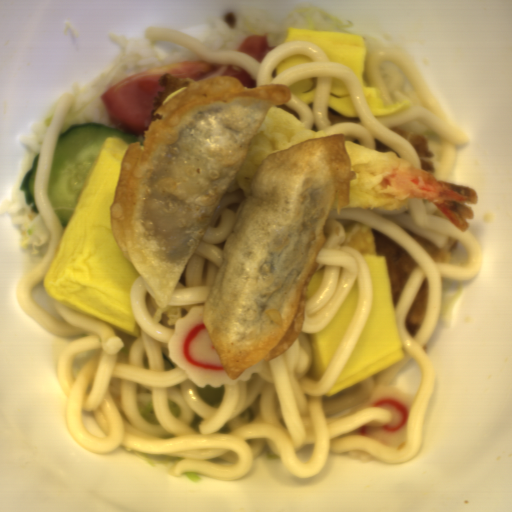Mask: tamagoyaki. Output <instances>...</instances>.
Wrapping results in <instances>:
<instances>
[{
  "label": "tamagoyaki",
  "mask_w": 512,
  "mask_h": 512,
  "mask_svg": "<svg viewBox=\"0 0 512 512\" xmlns=\"http://www.w3.org/2000/svg\"><path fill=\"white\" fill-rule=\"evenodd\" d=\"M289 95H292L305 104H314L317 95L316 77L310 80H301L289 87Z\"/></svg>",
  "instance_id": "obj_6"
},
{
  "label": "tamagoyaki",
  "mask_w": 512,
  "mask_h": 512,
  "mask_svg": "<svg viewBox=\"0 0 512 512\" xmlns=\"http://www.w3.org/2000/svg\"><path fill=\"white\" fill-rule=\"evenodd\" d=\"M328 105L330 110L345 118H357L351 93L347 85L340 78H333L330 81Z\"/></svg>",
  "instance_id": "obj_5"
},
{
  "label": "tamagoyaki",
  "mask_w": 512,
  "mask_h": 512,
  "mask_svg": "<svg viewBox=\"0 0 512 512\" xmlns=\"http://www.w3.org/2000/svg\"><path fill=\"white\" fill-rule=\"evenodd\" d=\"M130 146L107 137L64 227L42 281L52 300L134 337L141 336L130 291L141 275L121 251L110 210Z\"/></svg>",
  "instance_id": "obj_1"
},
{
  "label": "tamagoyaki",
  "mask_w": 512,
  "mask_h": 512,
  "mask_svg": "<svg viewBox=\"0 0 512 512\" xmlns=\"http://www.w3.org/2000/svg\"><path fill=\"white\" fill-rule=\"evenodd\" d=\"M289 41L314 43L327 57L329 63H340L348 67L359 80L364 100L373 117H389L408 110L411 106V102L408 101L384 104L379 91L364 82L367 60V46L364 37L345 32L289 27L282 42Z\"/></svg>",
  "instance_id": "obj_3"
},
{
  "label": "tamagoyaki",
  "mask_w": 512,
  "mask_h": 512,
  "mask_svg": "<svg viewBox=\"0 0 512 512\" xmlns=\"http://www.w3.org/2000/svg\"><path fill=\"white\" fill-rule=\"evenodd\" d=\"M310 62H313L310 56H305V55H301V54L295 55V56H290V57L286 58L285 60L278 63V65L275 69L274 78L281 75L282 73L292 69L293 67H295L299 64L310 63Z\"/></svg>",
  "instance_id": "obj_7"
},
{
  "label": "tamagoyaki",
  "mask_w": 512,
  "mask_h": 512,
  "mask_svg": "<svg viewBox=\"0 0 512 512\" xmlns=\"http://www.w3.org/2000/svg\"><path fill=\"white\" fill-rule=\"evenodd\" d=\"M360 288L356 278L344 304L335 316L317 333H308L307 340L311 366L307 376L314 381L322 379L334 353L353 319L358 307Z\"/></svg>",
  "instance_id": "obj_4"
},
{
  "label": "tamagoyaki",
  "mask_w": 512,
  "mask_h": 512,
  "mask_svg": "<svg viewBox=\"0 0 512 512\" xmlns=\"http://www.w3.org/2000/svg\"><path fill=\"white\" fill-rule=\"evenodd\" d=\"M365 261L373 306L344 366L324 397H331L404 358L405 350L395 308L388 261L377 255L372 227L354 221L344 242Z\"/></svg>",
  "instance_id": "obj_2"
}]
</instances>
